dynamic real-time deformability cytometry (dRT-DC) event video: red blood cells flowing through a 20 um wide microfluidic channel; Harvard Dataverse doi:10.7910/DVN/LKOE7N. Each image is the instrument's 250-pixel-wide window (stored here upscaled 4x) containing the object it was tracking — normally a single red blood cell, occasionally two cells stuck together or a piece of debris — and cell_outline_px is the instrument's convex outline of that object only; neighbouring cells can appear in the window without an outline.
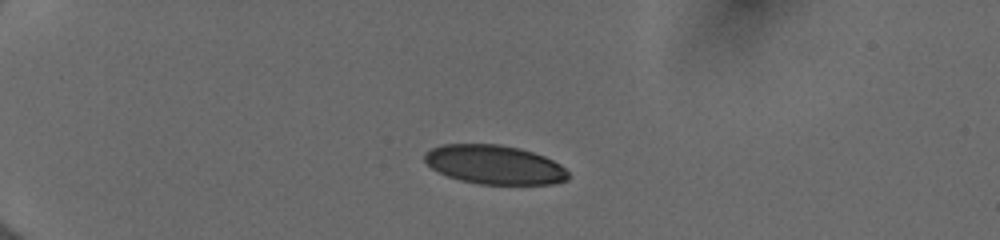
{"species": "human", "species_latin": "Homo sapiens", "temperature_condition": "cold", "stored_images_in_passage": 40, "camera_frame_rate_fps": 3000, "um_per_image_px": 0.085, "donor": {"sex": "female"}, "frame": {"image": 1, "passage_image": 1, "time_ms": 0.0, "image_size_px": [1000, 240], "cell_outline_px": [[568, 180], [552, 184], [480, 184], [460, 180], [448, 176], [432, 168], [424, 160], [424, 152], [432, 148], [444, 144], [500, 144], [520, 148], [544, 156], [560, 164], [568, 172]], "centroid_in_image_um": [42.03, 13.99], "position_along_channel_um": 43.0, "area_um2": 32.6}}
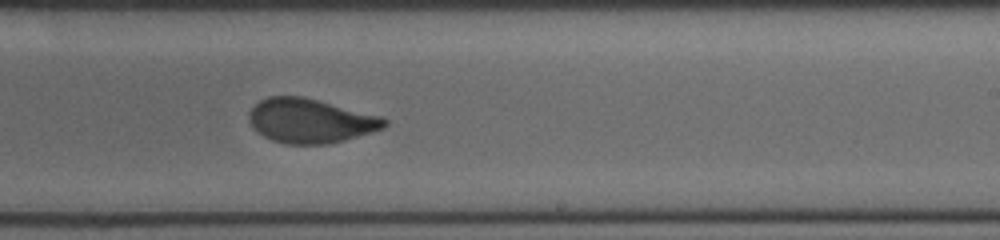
{"frame": {"image": 2, "passage_image": 22, "time_ms": 7.0, "image_size_px": [1000, 240], "cell_outline_px": [[388, 124], [384, 128], [372, 132], [344, 140], [328, 144], [284, 144], [272, 140], [264, 136], [252, 128], [248, 120], [248, 112], [260, 100], [268, 96], [304, 96], [380, 116], [388, 120]], "centroid_in_image_um": [26.36, 10.27], "position_along_channel_um": 262.6, "area_um2": 35.08}}
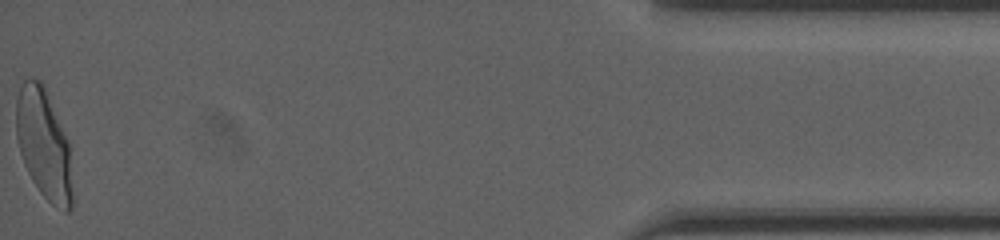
{"frame": {"image": 3, "passage_image": 40, "time_ms": 13.0, "image_size_px": [1000, 240], "cell_outline_px": [[72, 208], [68, 212], [64, 212], [56, 208], [40, 192], [32, 180], [24, 164], [20, 152], [16, 136], [16, 100], [20, 88], [24, 80], [40, 80], [44, 84], [68, 140], [72, 196]], "centroid_in_image_um": [3.72, 12.27], "position_along_channel_um": 431.5, "area_um2": 35.84}, "authors_computed_cell_mechanics": {"area_um2": 35.547, "velocity_mm_per_s": 3.9973, "shape_relaxation_time_tau1_ms": 5.6241, "shape_relaxation_time_tau2_ms": 0.7849, "deformation_change_tau1": 0.1817, "deformation_change_tau2": 0.0623}}